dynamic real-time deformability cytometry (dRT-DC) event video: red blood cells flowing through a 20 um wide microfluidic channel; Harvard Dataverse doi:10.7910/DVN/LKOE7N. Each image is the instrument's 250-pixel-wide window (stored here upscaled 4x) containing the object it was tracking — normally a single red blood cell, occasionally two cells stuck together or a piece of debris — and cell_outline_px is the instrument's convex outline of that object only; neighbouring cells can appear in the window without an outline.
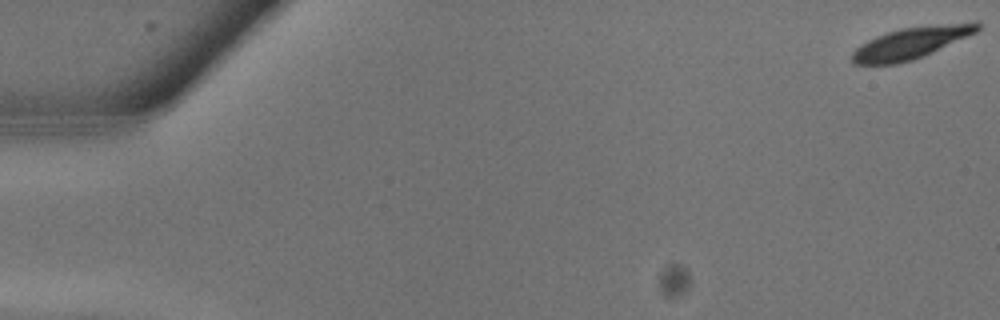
{"species": "common noctule bat (a hibernating species)", "species_latin": "Nyctalus noctula", "temperature_condition": "warm", "stored_images_in_passage": 3, "camera_frame_rate_fps": 3000, "um_per_image_px": 0.085, "animal": {"sex": "male", "body_mass_g": 13.3}, "frame": {"image": 1, "passage_image": 1, "time_ms": 0.0, "image_size_px": [1000, 320], "cell_outline_px": [[980, 28], [976, 32], [912, 60], [896, 64], [852, 64], [852, 52], [860, 44], [876, 36], [900, 28], [976, 20], [980, 20]], "centroid_in_image_um": [77.45, 3.62], "position_along_channel_um": 7.6, "area_um2": 22.95}}